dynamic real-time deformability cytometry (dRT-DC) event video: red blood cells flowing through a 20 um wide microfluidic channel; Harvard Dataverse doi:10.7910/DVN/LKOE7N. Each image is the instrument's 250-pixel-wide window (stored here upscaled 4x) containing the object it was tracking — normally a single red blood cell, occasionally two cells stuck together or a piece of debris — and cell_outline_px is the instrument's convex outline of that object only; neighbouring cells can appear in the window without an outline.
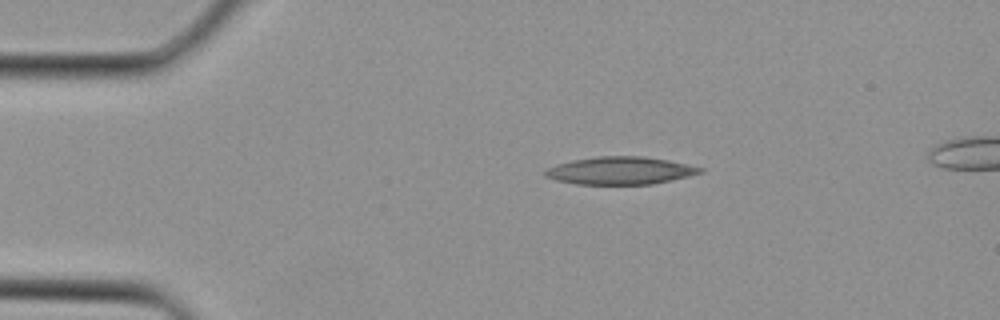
{"species": "Egyptian fruit bat (a non-hibernating species)", "species_latin": "Rousettus aegyptiacus", "temperature_condition": "cold", "stored_images_in_passage": 2, "camera_frame_rate_fps": 3000, "um_per_image_px": 0.085, "animal": {"sex": "female"}, "frame": {"image": 1, "passage_image": 1, "time_ms": 0.0, "image_size_px": [1000, 320], "cell_outline_px": [[704, 172], [688, 176], [652, 184], [576, 184], [556, 180], [544, 176], [544, 172], [548, 168], [556, 164], [572, 160], [596, 156], [644, 156], [668, 160], [688, 164], [704, 168]], "centroid_in_image_um": [52.72, 14.49], "position_along_channel_um": 32.3, "area_um2": 24.97}}